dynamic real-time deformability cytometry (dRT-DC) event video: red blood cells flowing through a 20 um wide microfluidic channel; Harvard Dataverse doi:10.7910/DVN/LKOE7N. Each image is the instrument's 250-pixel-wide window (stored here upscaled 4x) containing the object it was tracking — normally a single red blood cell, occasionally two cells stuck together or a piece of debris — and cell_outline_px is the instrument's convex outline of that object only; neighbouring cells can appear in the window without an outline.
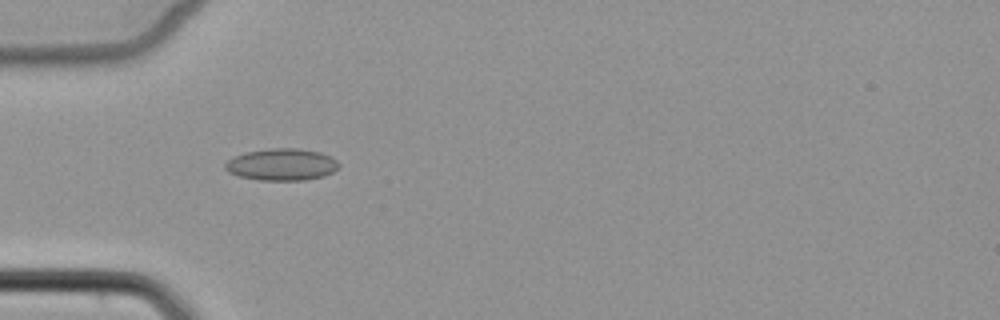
{"species": "common noctule bat (a hibernating species)", "species_latin": "Nyctalus noctula", "temperature_condition": "cold", "stored_images_in_passage": 6, "camera_frame_rate_fps": 3000, "um_per_image_px": 0.085, "animal": {"sex": "female", "body_mass_g": 22.7, "forearm_length_mm": 54.2}, "frame": {"image": 1, "passage_image": 5, "time_ms": 4.667, "image_size_px": [1000, 320], "cell_outline_px": [[340, 164], [332, 172], [324, 176], [304, 180], [260, 180], [240, 176], [228, 172], [224, 168], [224, 164], [228, 160], [236, 156], [248, 152], [268, 148], [296, 148], [320, 152], [336, 160]], "centroid_in_image_um": [23.94, 13.98], "position_along_channel_um": 61.1, "area_um2": 20.92}}
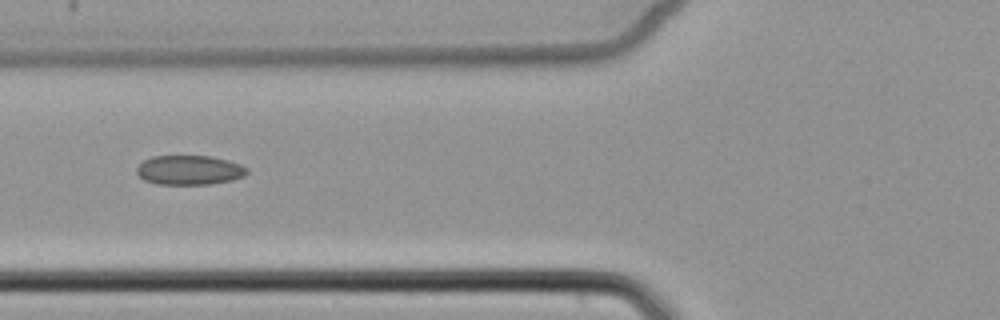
{"frame": {"image": 2, "passage_image": 6, "time_ms": 6.0, "image_size_px": [1000, 320], "cell_outline_px": [[248, 172], [244, 176], [232, 180], [208, 184], [156, 184], [144, 180], [136, 172], [136, 168], [144, 160], [152, 156], [212, 156], [228, 160], [240, 164], [248, 168]], "centroid_in_image_um": [16.1, 14.45], "position_along_channel_um": 109.7, "area_um2": 18.96}}